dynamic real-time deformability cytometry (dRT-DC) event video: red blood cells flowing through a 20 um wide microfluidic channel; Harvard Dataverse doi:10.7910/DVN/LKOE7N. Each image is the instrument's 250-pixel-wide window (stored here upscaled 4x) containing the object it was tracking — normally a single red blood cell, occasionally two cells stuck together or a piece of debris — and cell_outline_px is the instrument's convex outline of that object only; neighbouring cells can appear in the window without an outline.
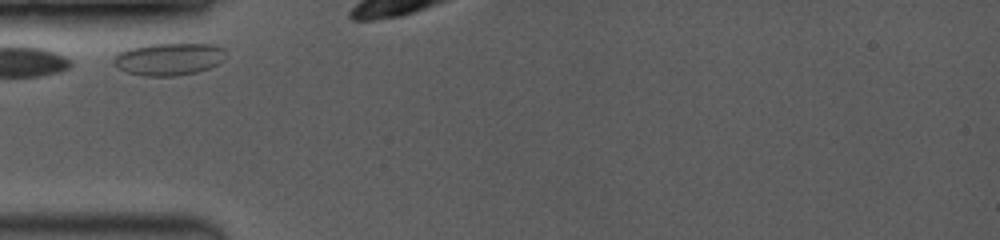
{"species": "common noctule bat (a hibernating species)", "species_latin": "Nyctalus noctula", "temperature_condition": "room temperature", "stored_images_in_passage": 22, "camera_frame_rate_fps": 3500, "um_per_image_px": 0.085, "animal": {"sex": "female", "body_mass_g": 19.0, "forearm_length_mm": 53.3}, "frame": {"image": 1, "passage_image": 1, "time_ms": 0.0, "image_size_px": [1000, 240], "cell_outline_px": [[224, 60], [208, 68], [196, 72], [176, 76], [144, 76], [128, 72], [120, 68], [112, 60], [120, 52], [128, 48], [144, 44], [212, 44], [224, 48]], "centroid_in_image_um": [14.36, 5.01], "position_along_channel_um": 70.6, "area_um2": 20.98}}